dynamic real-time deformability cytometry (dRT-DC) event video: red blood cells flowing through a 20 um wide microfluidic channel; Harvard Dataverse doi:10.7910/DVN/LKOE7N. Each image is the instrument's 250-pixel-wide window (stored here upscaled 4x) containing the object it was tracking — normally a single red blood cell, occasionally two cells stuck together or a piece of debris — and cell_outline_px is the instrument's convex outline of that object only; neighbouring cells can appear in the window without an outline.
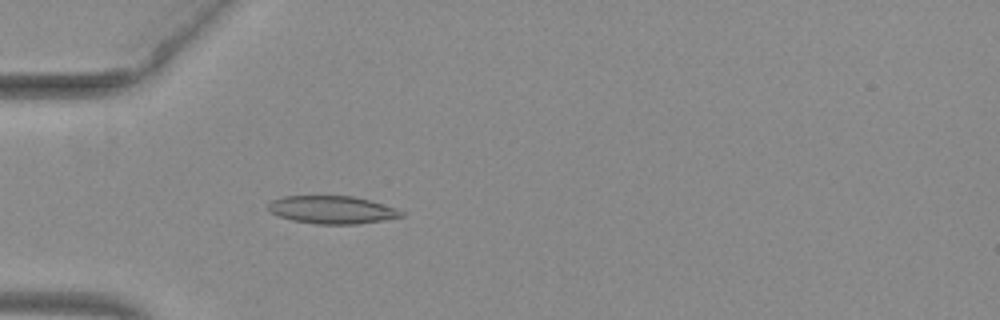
{"species": "common noctule bat (a hibernating species)", "species_latin": "Nyctalus noctula", "temperature_condition": "warm", "stored_images_in_passage": 52, "camera_frame_rate_fps": 3000, "um_per_image_px": 0.085, "animal": {"sex": "female", "body_mass_g": 29.2, "forearm_length_mm": 56.3}, "frame": {"image": 1, "passage_image": 16, "time_ms": 5.0, "image_size_px": [1000, 320], "cell_outline_px": [[404, 216], [384, 220], [356, 224], [316, 224], [292, 220], [276, 216], [268, 208], [268, 204], [272, 200], [284, 196], [352, 196], [368, 200], [396, 208], [404, 212]], "centroid_in_image_um": [28.21, 17.84], "position_along_channel_um": 56.8, "area_um2": 21.5}}
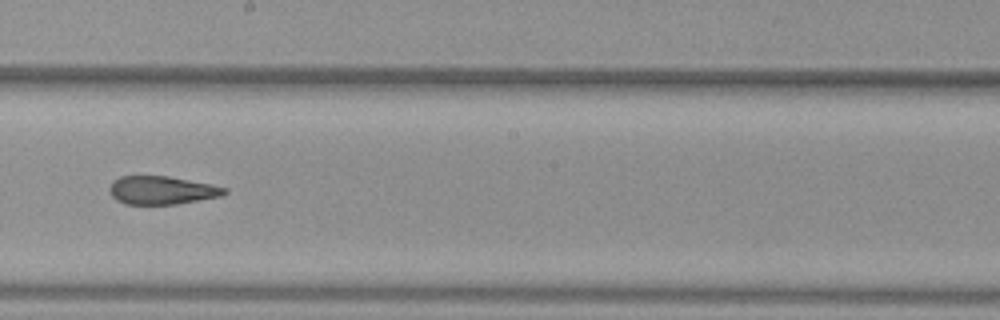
{"frame": {"image": 2, "passage_image": 30, "time_ms": 9.667, "image_size_px": [1000, 320], "cell_outline_px": [[228, 192], [220, 196], [176, 204], [124, 204], [116, 200], [112, 196], [108, 188], [112, 180], [120, 176], [168, 176], [212, 184], [228, 188]], "centroid_in_image_um": [13.73, 16.16], "position_along_channel_um": 234.5, "area_um2": 19.02}}
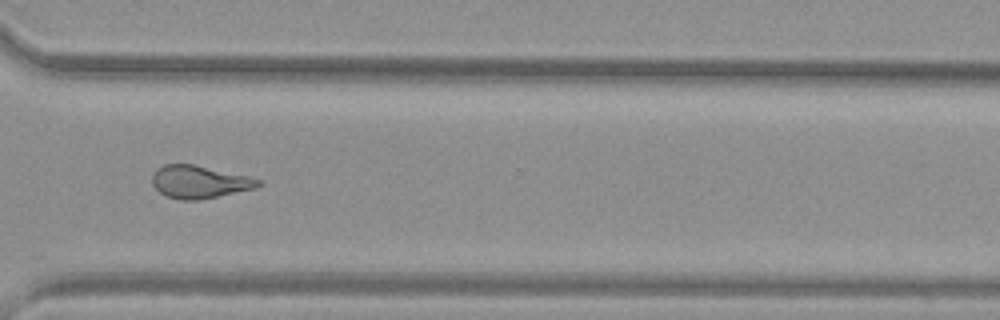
{"frame": {"image": 3, "passage_image": 39, "time_ms": 12.667, "image_size_px": [1000, 320], "cell_outline_px": [[264, 184], [256, 188], [200, 200], [180, 200], [164, 196], [152, 184], [152, 172], [156, 168], [164, 164], [192, 164], [248, 176], [264, 180]], "centroid_in_image_um": [16.95, 15.46], "position_along_channel_um": 353.6, "area_um2": 20.46}, "authors_computed_cell_mechanics": {"area_um2": 21.1259, "velocity_mm_per_s": 3.9718, "shape_relaxation_time_tau1_ms": null, "shape_relaxation_time_tau2_ms": 2.3218, "deformation_change_tau1": null, "deformation_change_tau2": 0.1137}}